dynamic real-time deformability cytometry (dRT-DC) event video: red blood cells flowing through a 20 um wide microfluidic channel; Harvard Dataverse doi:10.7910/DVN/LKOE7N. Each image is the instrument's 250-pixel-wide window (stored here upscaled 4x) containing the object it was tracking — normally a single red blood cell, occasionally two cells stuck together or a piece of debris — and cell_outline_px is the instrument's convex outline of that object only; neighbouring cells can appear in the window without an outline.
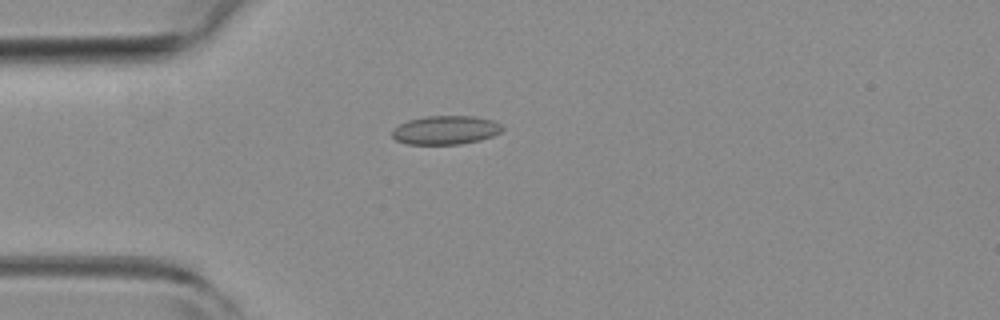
{"species": "common noctule bat (a hibernating species)", "species_latin": "Nyctalus noctula", "temperature_condition": "room temperature", "stored_images_in_passage": 4, "camera_frame_rate_fps": 3000, "um_per_image_px": 0.085, "animal": {"sex": "female", "body_mass_g": 19.3, "forearm_length_mm": 54.1}, "frame": {"image": 1, "passage_image": 4, "time_ms": 1.0, "image_size_px": [1000, 320], "cell_outline_px": [[504, 128], [500, 132], [492, 136], [480, 140], [460, 144], [408, 144], [396, 140], [392, 136], [392, 128], [408, 120], [424, 116], [476, 116], [492, 120], [500, 124]], "centroid_in_image_um": [37.86, 11.05], "position_along_channel_um": 47.1, "area_um2": 18.5}}